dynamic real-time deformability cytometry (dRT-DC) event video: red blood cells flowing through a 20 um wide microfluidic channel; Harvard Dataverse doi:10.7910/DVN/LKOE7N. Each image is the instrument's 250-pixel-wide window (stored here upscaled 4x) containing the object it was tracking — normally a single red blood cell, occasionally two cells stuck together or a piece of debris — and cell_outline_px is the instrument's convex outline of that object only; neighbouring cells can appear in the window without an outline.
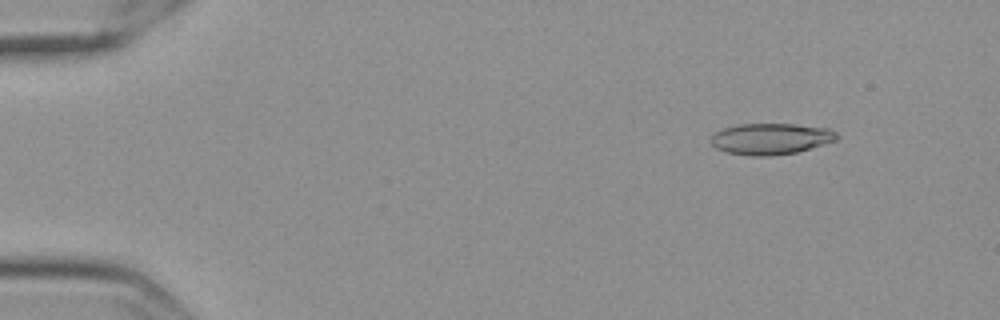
{"species": "Egyptian fruit bat (a non-hibernating species)", "species_latin": "Rousettus aegyptiacus", "temperature_condition": "cold", "stored_images_in_passage": 16, "camera_frame_rate_fps": 3000, "um_per_image_px": 0.085, "frame": {"image": 1, "passage_image": 7, "time_ms": 2.0, "image_size_px": [1000, 320], "cell_outline_px": [[840, 136], [836, 140], [796, 152], [772, 156], [752, 156], [724, 152], [716, 148], [708, 140], [716, 132], [724, 128], [736, 124], [796, 124], [828, 128], [836, 132]], "centroid_in_image_um": [65.49, 11.8], "position_along_channel_um": 19.5, "area_um2": 23.0}}